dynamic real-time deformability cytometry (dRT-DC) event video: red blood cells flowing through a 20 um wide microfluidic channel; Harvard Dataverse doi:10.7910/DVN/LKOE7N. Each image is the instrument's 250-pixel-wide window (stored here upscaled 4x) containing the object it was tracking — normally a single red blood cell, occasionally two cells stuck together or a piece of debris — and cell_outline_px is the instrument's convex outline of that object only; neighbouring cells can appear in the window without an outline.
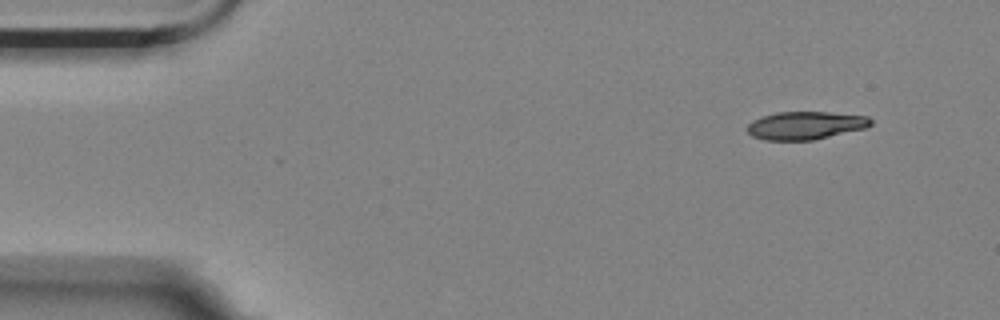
{"species": "Egyptian fruit bat (a non-hibernating species)", "species_latin": "Rousettus aegyptiacus", "temperature_condition": "room temperature", "stored_images_in_passage": 4, "camera_frame_rate_fps": 3000, "um_per_image_px": 0.085, "animal": {"sex": "female"}, "frame": {"image": 1, "passage_image": 1, "time_ms": 0.0, "image_size_px": [1000, 320], "cell_outline_px": [[872, 124], [864, 128], [812, 140], [764, 140], [752, 136], [744, 128], [752, 120], [760, 116], [776, 112], [828, 112], [868, 116], [872, 120]], "centroid_in_image_um": [68.4, 10.65], "position_along_channel_um": 16.6, "area_um2": 20.17}}
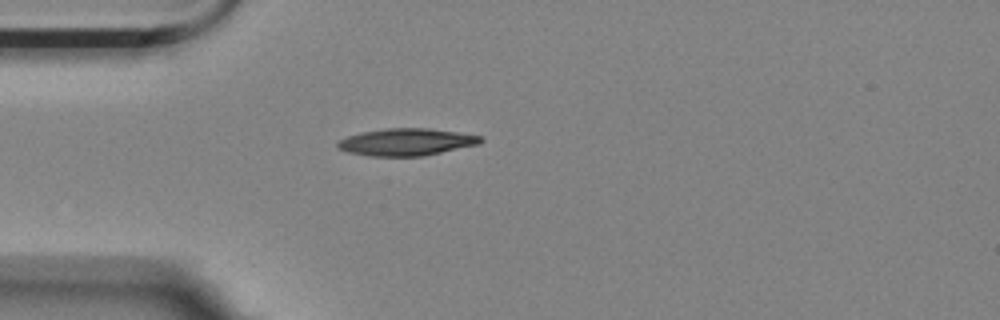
{"frame": {"image": 2, "passage_image": 3, "time_ms": 0.667, "image_size_px": [1000, 320], "cell_outline_px": [[484, 140], [480, 144], [424, 156], [368, 156], [348, 152], [336, 148], [336, 144], [340, 140], [348, 136], [360, 132], [388, 128], [428, 128], [456, 132], [480, 136]], "centroid_in_image_um": [34.53, 12.08], "position_along_channel_um": 50.5, "area_um2": 22.66}}